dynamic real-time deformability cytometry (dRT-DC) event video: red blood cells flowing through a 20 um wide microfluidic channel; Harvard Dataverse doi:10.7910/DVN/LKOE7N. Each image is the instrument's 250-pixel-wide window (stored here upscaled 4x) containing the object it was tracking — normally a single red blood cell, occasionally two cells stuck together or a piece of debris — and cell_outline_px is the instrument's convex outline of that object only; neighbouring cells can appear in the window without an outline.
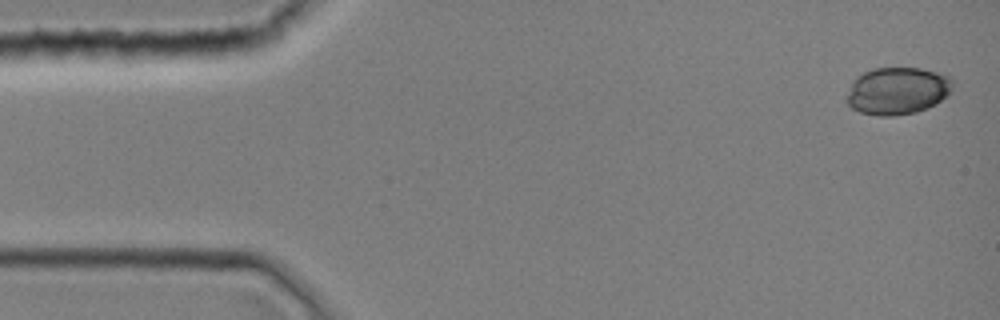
{"species": "common noctule bat (a hibernating species)", "species_latin": "Nyctalus noctula", "temperature_condition": "room temperature", "stored_images_in_passage": 38, "camera_frame_rate_fps": 3000, "um_per_image_px": 0.085, "animal": {"sex": "female", "body_mass_g": 19.0, "forearm_length_mm": 51.5}, "frame": {"image": 1, "passage_image": 1, "time_ms": 0.0, "image_size_px": [1000, 320], "cell_outline_px": [[952, 88], [936, 104], [928, 108], [916, 112], [892, 116], [880, 116], [860, 112], [852, 108], [848, 104], [848, 96], [852, 80], [856, 76], [872, 68], [920, 68], [936, 72], [948, 76], [952, 80]], "centroid_in_image_um": [76.26, 7.72], "position_along_channel_um": 8.7, "area_um2": 29.02}}
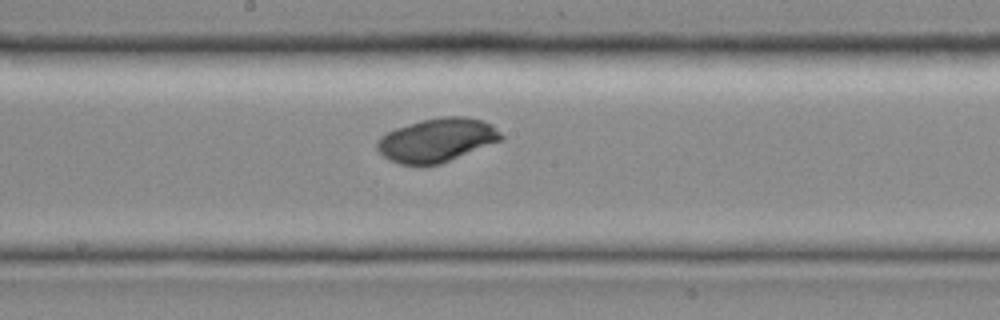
{"frame": {"image": 2, "passage_image": 20, "time_ms": 6.333, "image_size_px": [1000, 320], "cell_outline_px": [[504, 140], [440, 164], [400, 164], [388, 160], [376, 148], [376, 140], [380, 136], [396, 128], [420, 120], [440, 116], [464, 116], [480, 120], [492, 124], [504, 136]], "centroid_in_image_um": [37.15, 11.9], "position_along_channel_um": 211.0, "area_um2": 31.67}}
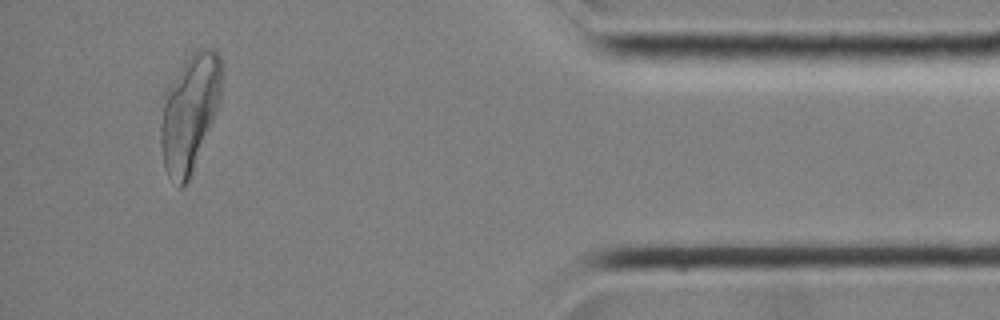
{"frame": {"image": 3, "passage_image": 35, "time_ms": 11.333, "image_size_px": [1000, 320], "cell_outline_px": [[224, 64], [220, 96], [212, 120], [192, 172], [184, 188], [180, 188], [168, 176], [164, 168], [160, 144], [160, 124], [164, 92], [184, 60], [196, 48], [212, 48], [220, 56]], "centroid_in_image_um": [16.1, 9.52], "position_along_channel_um": 419.1, "area_um2": 41.67}}